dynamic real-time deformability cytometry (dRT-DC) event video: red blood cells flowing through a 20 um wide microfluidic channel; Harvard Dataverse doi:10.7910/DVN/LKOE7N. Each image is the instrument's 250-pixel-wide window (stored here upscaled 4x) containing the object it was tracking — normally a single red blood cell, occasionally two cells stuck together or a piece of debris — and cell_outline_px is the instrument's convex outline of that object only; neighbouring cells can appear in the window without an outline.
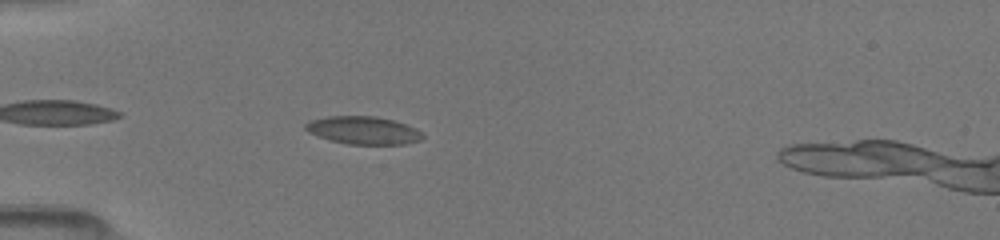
{"species": "common noctule bat (a hibernating species)", "species_latin": "Nyctalus noctula", "temperature_condition": "room temperature", "stored_images_in_passage": 7, "camera_frame_rate_fps": 3000, "um_per_image_px": 0.085, "animal": {"sex": "female", "body_mass_g": 19.5, "forearm_length_mm": 54.1}, "frame": {"image": 1, "passage_image": 3, "time_ms": 1.0, "image_size_px": [1000, 240], "cell_outline_px": [[424, 136], [420, 140], [404, 144], [348, 144], [332, 140], [308, 132], [304, 128], [304, 124], [312, 120], [328, 116], [376, 116], [392, 120], [416, 128]], "centroid_in_image_um": [30.88, 11.07], "position_along_channel_um": 54.1, "area_um2": 18.73}}
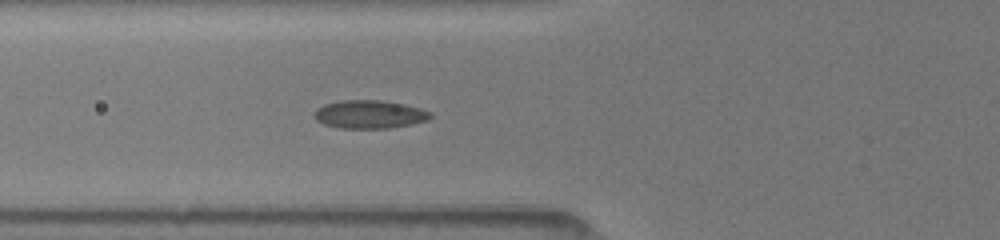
{"frame": {"image": 2, "passage_image": 7, "time_ms": 2.333, "image_size_px": [1000, 240], "cell_outline_px": [[432, 116], [428, 120], [412, 124], [388, 128], [340, 128], [324, 124], [316, 120], [316, 112], [324, 104], [340, 100], [380, 100], [404, 104], [420, 108], [432, 112]], "centroid_in_image_um": [31.46, 9.72], "position_along_channel_um": 94.3, "area_um2": 18.96}}